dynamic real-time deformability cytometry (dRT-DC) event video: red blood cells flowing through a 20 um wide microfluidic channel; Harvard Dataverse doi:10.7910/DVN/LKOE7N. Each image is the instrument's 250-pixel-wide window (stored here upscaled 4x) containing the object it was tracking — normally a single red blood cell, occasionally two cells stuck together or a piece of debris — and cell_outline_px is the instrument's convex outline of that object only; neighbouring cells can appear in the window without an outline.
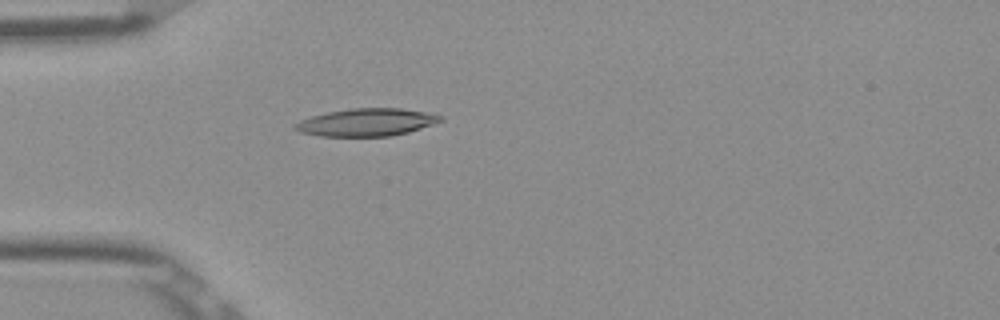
{"species": "Egyptian fruit bat (a non-hibernating species)", "species_latin": "Rousettus aegyptiacus", "temperature_condition": "room temperature", "stored_images_in_passage": 36, "camera_frame_rate_fps": 3000, "um_per_image_px": 0.085, "frame": {"image": 1, "passage_image": 2, "time_ms": 0.333, "image_size_px": [1000, 320], "cell_outline_px": [[444, 120], [408, 132], [392, 136], [320, 136], [300, 132], [292, 128], [292, 124], [300, 120], [312, 116], [328, 112], [348, 108], [400, 108], [424, 112], [444, 116]], "centroid_in_image_um": [31.12, 10.39], "position_along_channel_um": 53.9, "area_um2": 23.41}}
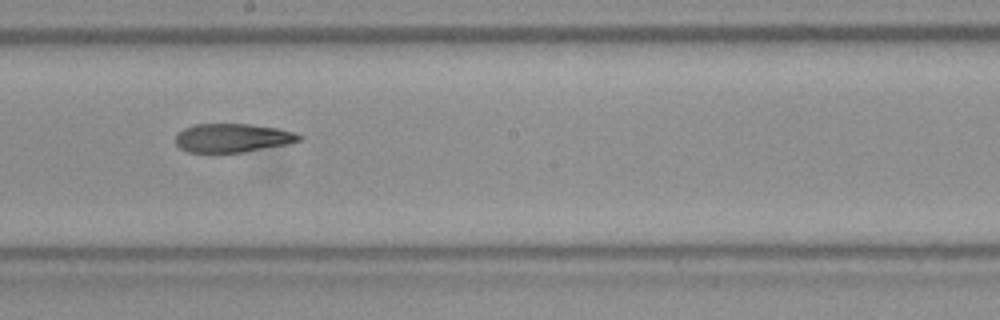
{"frame": {"image": 2, "passage_image": 16, "time_ms": 5.0, "image_size_px": [1000, 320], "cell_outline_px": [[304, 136], [300, 140], [288, 144], [244, 152], [188, 152], [180, 148], [176, 144], [176, 136], [184, 128], [196, 124], [252, 124], [276, 128], [296, 132]], "centroid_in_image_um": [19.8, 11.72], "position_along_channel_um": 228.4, "area_um2": 20.63}}
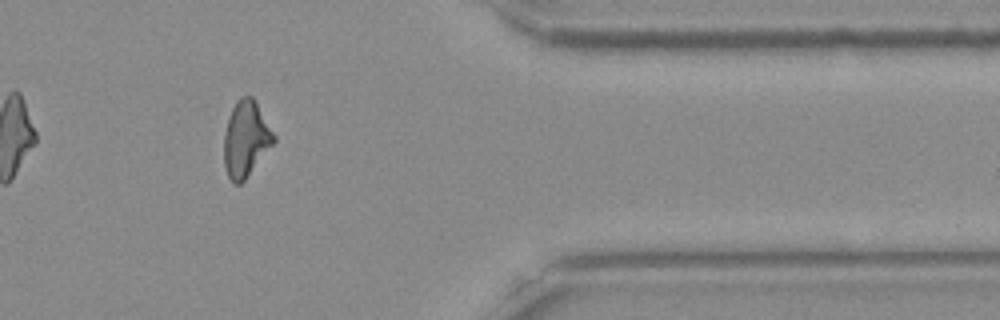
{"frame": {"image": 3, "passage_image": 30, "time_ms": 9.667, "image_size_px": [1000, 320], "cell_outline_px": [[276, 140], [244, 180], [240, 184], [232, 184], [228, 176], [224, 164], [224, 132], [232, 108], [236, 100], [240, 96], [252, 96], [276, 136]], "centroid_in_image_um": [20.88, 11.81], "position_along_channel_um": 390.5, "area_um2": 21.79}, "authors_computed_cell_mechanics": {"area_um2": 21.9929, "velocity_mm_per_s": 3.9119, "shape_relaxation_time_tau1_ms": null, "shape_relaxation_time_tau2_ms": 5.3589, "deformation_change_tau1": null, "deformation_change_tau2": 0.1569}}